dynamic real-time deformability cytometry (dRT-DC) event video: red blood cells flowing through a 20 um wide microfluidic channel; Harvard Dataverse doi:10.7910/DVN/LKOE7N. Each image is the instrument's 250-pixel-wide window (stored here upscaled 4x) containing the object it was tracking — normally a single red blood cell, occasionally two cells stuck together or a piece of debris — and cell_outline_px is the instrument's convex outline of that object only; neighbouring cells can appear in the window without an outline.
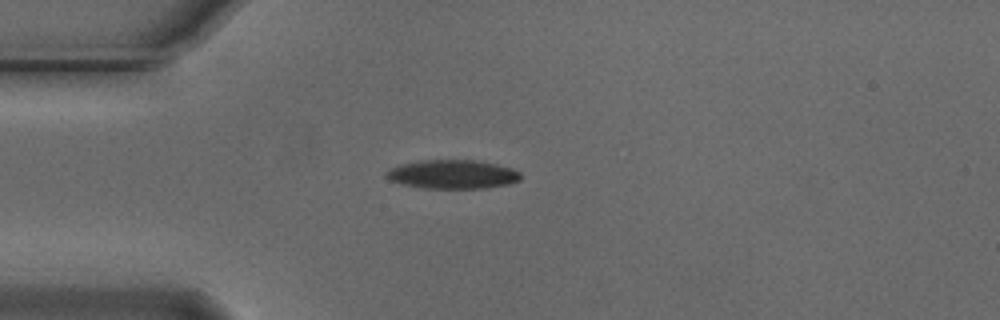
{"species": "Egyptian fruit bat (a non-hibernating species)", "species_latin": "Rousettus aegyptiacus", "temperature_condition": "cold", "stored_images_in_passage": 41, "camera_frame_rate_fps": 3000, "um_per_image_px": 0.085, "animal": {"sex": "male"}, "frame": {"image": 1, "passage_image": 1, "time_ms": 0.0, "image_size_px": [1000, 320], "cell_outline_px": [[520, 180], [508, 184], [488, 188], [424, 188], [404, 184], [388, 180], [384, 176], [392, 168], [400, 164], [424, 160], [472, 160], [496, 164], [512, 168], [520, 172]], "centroid_in_image_um": [38.48, 14.82], "position_along_channel_um": 46.5, "area_um2": 22.43}}
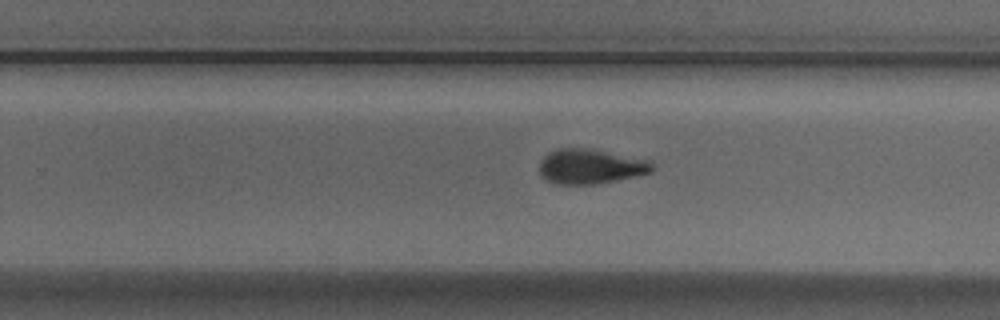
{"frame": {"image": 2, "passage_image": 21, "time_ms": 6.667, "image_size_px": [1000, 320], "cell_outline_px": [[652, 172], [636, 176], [596, 184], [556, 184], [540, 176], [540, 160], [548, 152], [556, 148], [584, 148], [652, 160]], "centroid_in_image_um": [50.17, 14.15], "position_along_channel_um": 279.6, "area_um2": 22.83}}
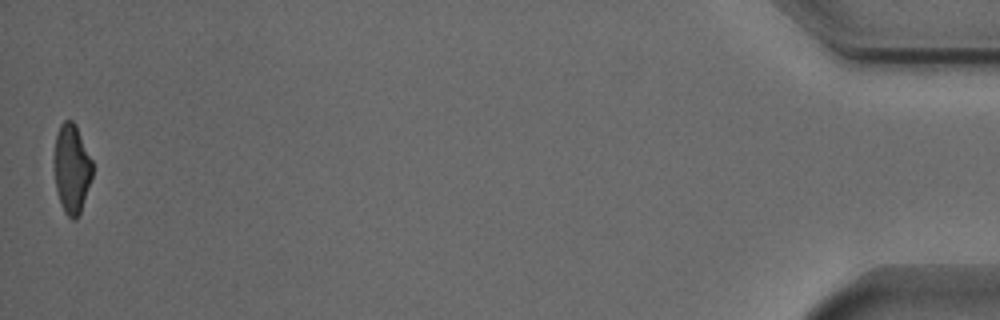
{"frame": {"image": 3, "passage_image": 41, "time_ms": 13.333, "image_size_px": [1000, 320], "cell_outline_px": [[92, 176], [80, 212], [76, 220], [72, 220], [64, 212], [60, 204], [56, 188], [56, 136], [60, 124], [64, 120], [72, 120], [76, 124], [92, 160]], "centroid_in_image_um": [6.12, 14.34], "position_along_channel_um": 429.1, "area_um2": 19.42}, "authors_computed_cell_mechanics": {"area_um2": 22.4264, "velocity_mm_per_s": 3.7342, "shape_relaxation_time_tau1_ms": 2.9486, "shape_relaxation_time_tau2_ms": 5.9411, "deformation_change_tau1": 0.1307, "deformation_change_tau2": 0.1352}}